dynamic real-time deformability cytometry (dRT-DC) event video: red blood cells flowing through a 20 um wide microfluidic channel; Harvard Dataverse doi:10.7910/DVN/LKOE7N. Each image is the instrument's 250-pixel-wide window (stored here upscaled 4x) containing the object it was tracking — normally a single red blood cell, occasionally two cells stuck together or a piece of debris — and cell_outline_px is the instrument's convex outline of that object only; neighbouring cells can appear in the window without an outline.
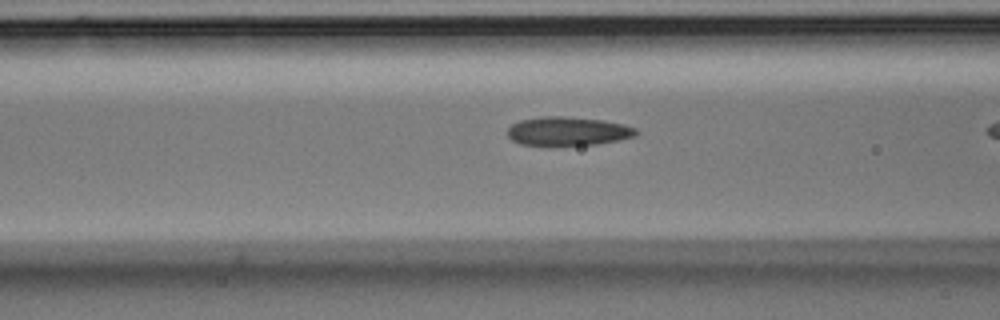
{"species": "Egyptian fruit bat (a non-hibernating species)", "species_latin": "Rousettus aegyptiacus", "temperature_condition": "room temperature", "stored_images_in_passage": 8, "camera_frame_rate_fps": 3000, "um_per_image_px": 0.085, "animal": {"sex": "male"}, "frame": {"image": 1, "passage_image": 7, "time_ms": 2.0, "image_size_px": [1000, 320], "cell_outline_px": [[640, 132], [636, 136], [620, 140], [596, 144], [552, 148], [520, 144], [512, 140], [508, 136], [508, 128], [512, 124], [520, 120], [544, 116], [564, 116], [604, 120], [624, 124], [636, 128]], "centroid_in_image_um": [48.27, 11.19], "position_along_channel_um": 118.3, "area_um2": 22.48}}